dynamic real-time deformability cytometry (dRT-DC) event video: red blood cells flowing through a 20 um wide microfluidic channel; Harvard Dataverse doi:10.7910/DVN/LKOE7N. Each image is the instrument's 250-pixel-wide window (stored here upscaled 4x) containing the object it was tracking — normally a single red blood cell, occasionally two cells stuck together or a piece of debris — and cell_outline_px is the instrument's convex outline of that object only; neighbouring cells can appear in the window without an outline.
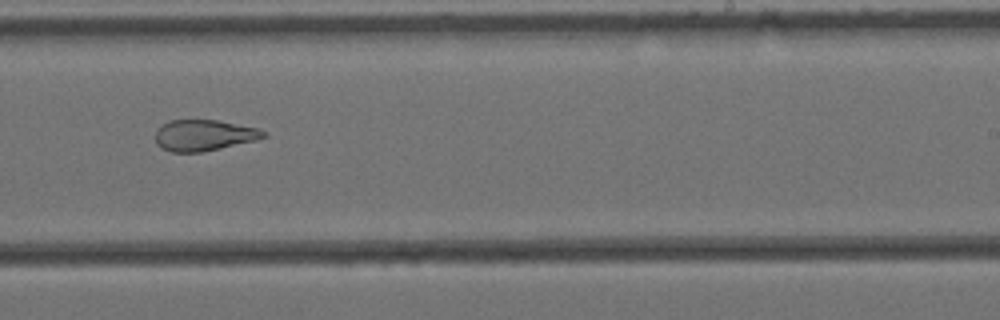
{"species": "Egyptian fruit bat (a non-hibernating species)", "species_latin": "Rousettus aegyptiacus", "temperature_condition": "cold", "stored_images_in_passage": 16, "camera_frame_rate_fps": 3000, "um_per_image_px": 0.085, "animal": {"sex": "female"}, "frame": {"image": 1, "passage_image": 10, "time_ms": 3.0, "image_size_px": [1000, 320], "cell_outline_px": [[268, 136], [256, 140], [200, 152], [172, 152], [160, 148], [156, 144], [156, 132], [168, 120], [216, 120], [260, 128], [268, 132]], "centroid_in_image_um": [17.37, 11.49], "position_along_channel_um": 271.6, "area_um2": 19.54}}